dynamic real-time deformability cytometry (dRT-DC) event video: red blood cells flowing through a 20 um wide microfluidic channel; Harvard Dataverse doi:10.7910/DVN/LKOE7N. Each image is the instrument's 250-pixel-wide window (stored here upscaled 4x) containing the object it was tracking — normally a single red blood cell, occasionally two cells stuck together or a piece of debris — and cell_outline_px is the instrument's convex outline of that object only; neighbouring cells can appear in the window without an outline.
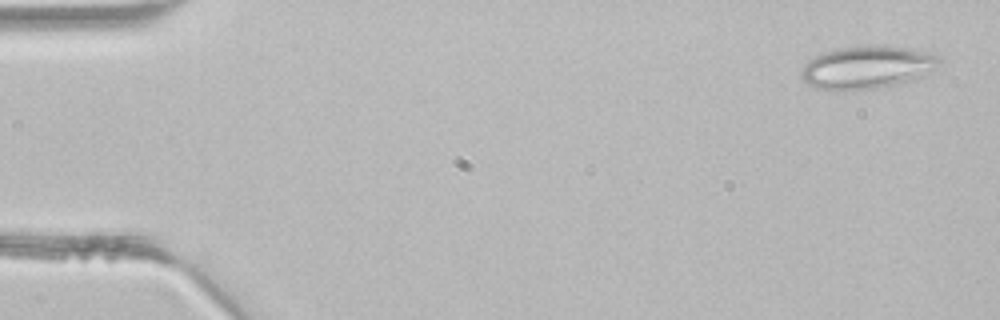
{"species": "common noctule bat (a hibernating species)", "species_latin": "Nyctalus noctula", "temperature_condition": "room temperature", "stored_images_in_passage": 3, "camera_frame_rate_fps": 3000, "um_per_image_px": 0.085, "animal": {"sex": "male", "body_mass_g": 21.5, "forearm_length_mm": 52.0}, "frame": {"image": 1, "passage_image": 1, "time_ms": 0.0, "image_size_px": [1000, 320], "cell_outline_px": [[940, 60], [932, 68], [920, 76], [912, 80], [900, 84], [876, 88], [816, 88], [808, 84], [800, 76], [800, 72], [804, 64], [808, 60], [820, 52], [836, 48], [872, 44], [876, 44], [920, 48], [936, 56]], "centroid_in_image_um": [73.68, 5.66], "position_along_channel_um": 11.3, "area_um2": 34.28}}